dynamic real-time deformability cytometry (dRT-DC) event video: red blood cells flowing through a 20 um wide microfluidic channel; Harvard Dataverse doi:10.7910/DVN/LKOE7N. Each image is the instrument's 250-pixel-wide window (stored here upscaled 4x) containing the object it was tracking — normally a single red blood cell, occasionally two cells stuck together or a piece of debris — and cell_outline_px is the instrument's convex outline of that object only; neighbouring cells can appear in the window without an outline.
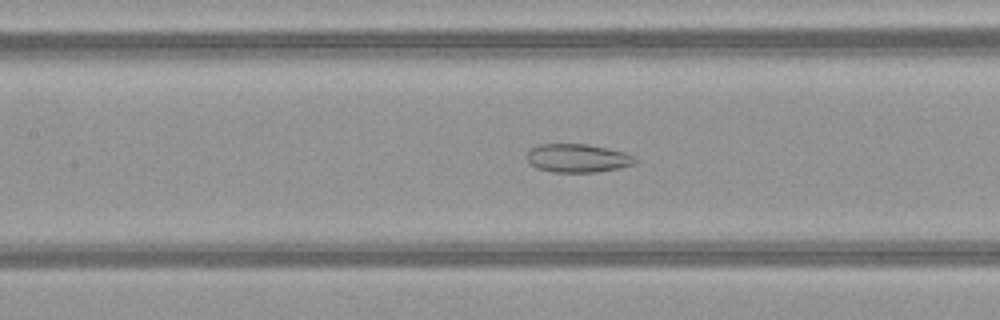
{"species": "common noctule bat (a hibernating species)", "species_latin": "Nyctalus noctula", "temperature_condition": "warm", "stored_images_in_passage": 51, "camera_frame_rate_fps": 3000, "um_per_image_px": 0.085, "animal": {"sex": "female", "body_mass_g": 21.9}, "frame": {"image": 1, "passage_image": 24, "time_ms": 7.667, "image_size_px": [1000, 320], "cell_outline_px": [[640, 160], [636, 164], [620, 168], [596, 172], [552, 172], [536, 168], [524, 156], [528, 148], [540, 144], [588, 144], [608, 148], [624, 152]], "centroid_in_image_um": [49.09, 13.44], "position_along_channel_um": 158.3, "area_um2": 18.26}}
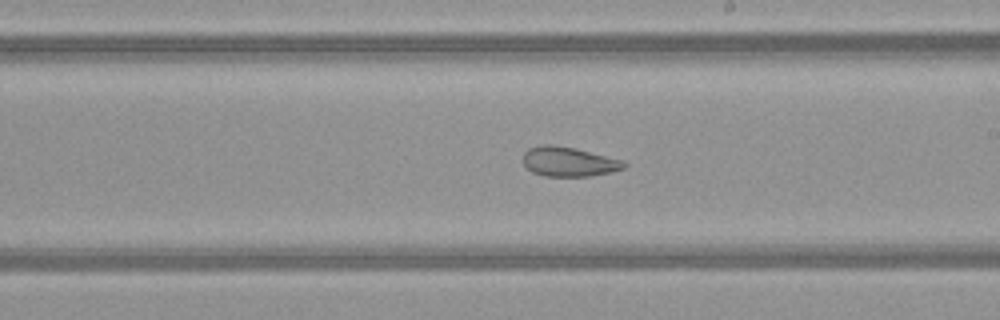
{"frame": {"image": 2, "passage_image": 30, "time_ms": 9.667, "image_size_px": [1000, 320], "cell_outline_px": [[628, 164], [624, 168], [612, 172], [588, 176], [544, 176], [532, 172], [524, 164], [524, 152], [528, 148], [544, 144], [552, 144], [576, 148], [624, 160]], "centroid_in_image_um": [48.37, 13.73], "position_along_channel_um": 240.6, "area_um2": 17.51}}
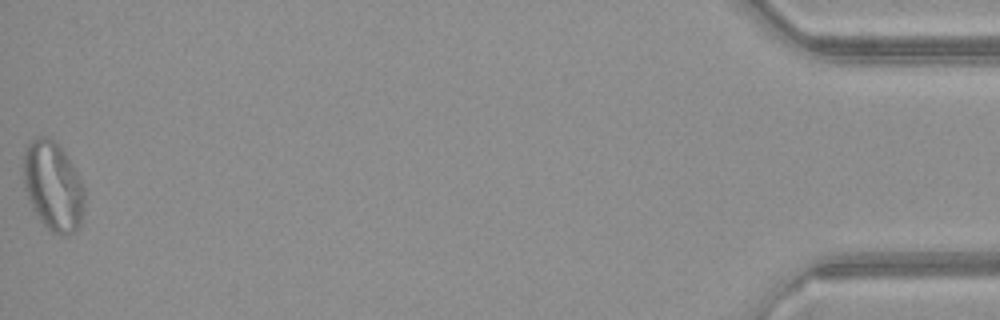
{"frame": {"image": 3, "passage_image": 51, "time_ms": 16.667, "image_size_px": [1000, 320], "cell_outline_px": [[84, 208], [80, 224], [76, 232], [68, 236], [60, 236], [52, 232], [40, 220], [32, 208], [24, 188], [24, 152], [28, 144], [36, 136], [48, 136], [64, 152], [72, 164], [84, 188]], "centroid_in_image_um": [4.52, 15.86], "position_along_channel_um": 430.7, "area_um2": 31.73}, "authors_computed_cell_mechanics": {"area_um2": 26.6458, "velocity_mm_per_s": 4.134, "shape_relaxation_time_tau1_ms": null, "shape_relaxation_time_tau2_ms": 2.2537, "deformation_change_tau1": null, "deformation_change_tau2": 0.0943}}